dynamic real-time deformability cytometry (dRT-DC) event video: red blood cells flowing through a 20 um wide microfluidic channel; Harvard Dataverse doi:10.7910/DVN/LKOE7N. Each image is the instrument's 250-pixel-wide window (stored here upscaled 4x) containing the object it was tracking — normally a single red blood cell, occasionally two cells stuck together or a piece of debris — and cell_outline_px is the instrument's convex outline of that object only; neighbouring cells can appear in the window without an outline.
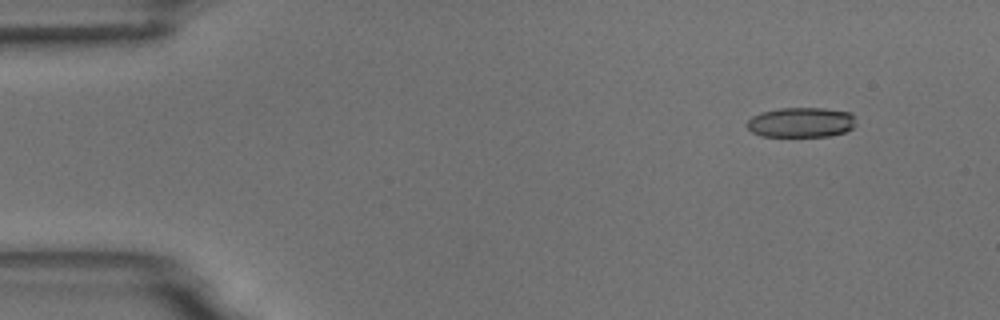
{"species": "common noctule bat (a hibernating species)", "species_latin": "Nyctalus noctula", "temperature_condition": "room temperature", "stored_images_in_passage": 5, "camera_frame_rate_fps": 3000, "um_per_image_px": 0.085, "animal": {"sex": "male", "body_mass_g": 18.8}, "frame": {"image": 1, "passage_image": 2, "time_ms": 1.0, "image_size_px": [1000, 320], "cell_outline_px": [[856, 124], [852, 128], [844, 132], [828, 136], [760, 136], [752, 132], [748, 128], [748, 120], [752, 116], [760, 112], [780, 108], [824, 108], [852, 112], [856, 116]], "centroid_in_image_um": [68.13, 10.39], "position_along_channel_um": 16.9, "area_um2": 19.19}}
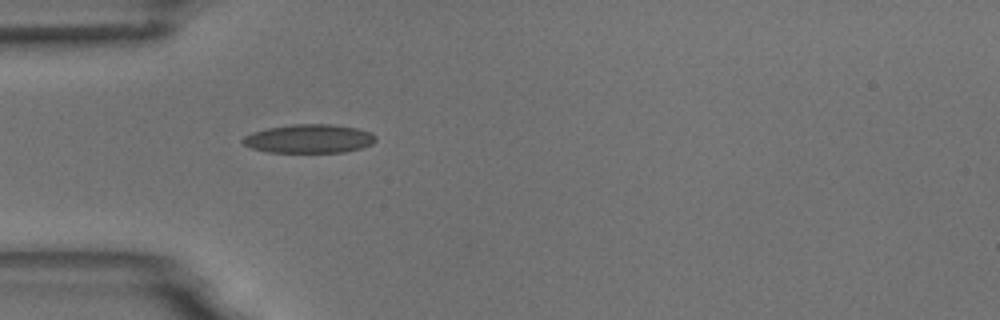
{"frame": {"image": 2, "passage_image": 5, "time_ms": 4.667, "image_size_px": [1000, 320], "cell_outline_px": [[376, 140], [372, 144], [360, 148], [344, 152], [268, 152], [252, 148], [244, 144], [240, 140], [244, 136], [252, 132], [268, 128], [292, 124], [332, 124], [356, 128], [372, 132], [376, 136]], "centroid_in_image_um": [26.28, 11.78], "position_along_channel_um": 58.7, "area_um2": 22.25}}